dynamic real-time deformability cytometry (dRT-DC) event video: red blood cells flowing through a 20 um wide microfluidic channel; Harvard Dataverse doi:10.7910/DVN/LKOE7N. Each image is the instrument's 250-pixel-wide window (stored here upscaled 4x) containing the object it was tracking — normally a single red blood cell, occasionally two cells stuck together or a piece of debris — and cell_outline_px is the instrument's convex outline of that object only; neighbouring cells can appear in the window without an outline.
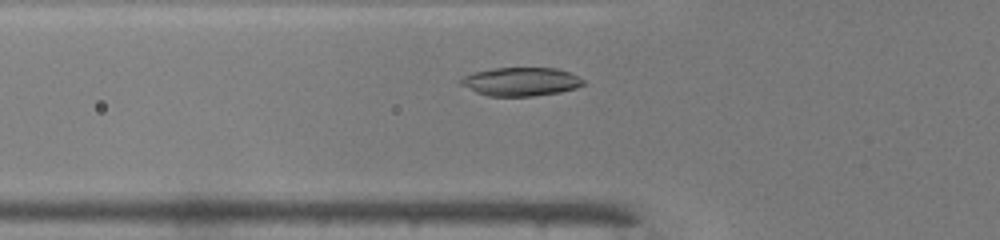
{"species": "common noctule bat (a hibernating species)", "species_latin": "Nyctalus noctula", "temperature_condition": "warm", "stored_images_in_passage": 34, "camera_frame_rate_fps": 3000, "um_per_image_px": 0.085, "animal": {"sex": "male", "body_mass_g": 19.0, "forearm_length_mm": 50.8}, "frame": {"image": 1, "passage_image": 2, "time_ms": 0.333, "image_size_px": [1000, 240], "cell_outline_px": [[584, 84], [576, 88], [560, 92], [532, 96], [488, 96], [476, 92], [460, 84], [456, 80], [472, 72], [496, 68], [556, 68], [568, 72], [584, 80]], "centroid_in_image_um": [44.23, 6.94], "position_along_channel_um": 81.6, "area_um2": 20.35}}
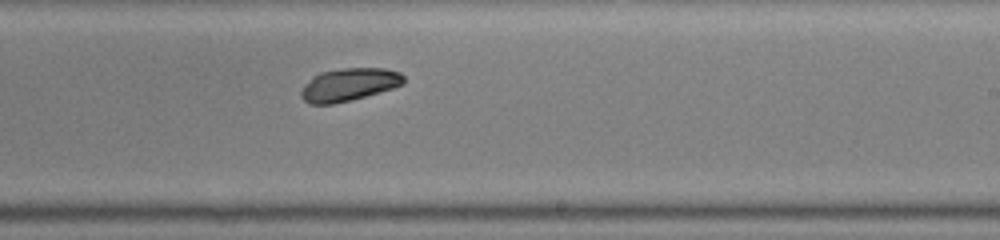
{"frame": {"image": 2, "passage_image": 15, "time_ms": 4.667, "image_size_px": [1000, 240], "cell_outline_px": [[404, 84], [392, 88], [364, 96], [332, 104], [308, 104], [300, 96], [300, 92], [304, 84], [312, 76], [320, 72], [344, 68], [384, 68], [400, 72], [404, 76]], "centroid_in_image_um": [29.63, 7.18], "position_along_channel_um": 259.4, "area_um2": 19.54}}
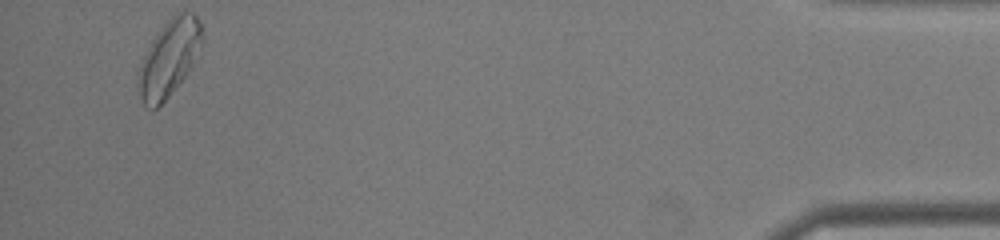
{"frame": {"image": 3, "passage_image": 32, "time_ms": 10.333, "image_size_px": [1000, 240], "cell_outline_px": [[200, 40], [192, 64], [188, 72], [168, 96], [156, 108], [148, 108], [144, 104], [140, 96], [140, 64], [152, 40], [164, 24], [176, 12], [192, 12], [196, 16], [200, 24]], "centroid_in_image_um": [14.35, 4.92], "position_along_channel_um": 420.8, "area_um2": 26.93}, "authors_computed_cell_mechanics": {"area_um2": 20.0277, "velocity_mm_per_s": 4.1057, "shape_relaxation_time_tau1_ms": 1.7016, "shape_relaxation_time_tau2_ms": 1.9845, "deformation_change_tau1": 0.0832, "deformation_change_tau2": 0.0644}}